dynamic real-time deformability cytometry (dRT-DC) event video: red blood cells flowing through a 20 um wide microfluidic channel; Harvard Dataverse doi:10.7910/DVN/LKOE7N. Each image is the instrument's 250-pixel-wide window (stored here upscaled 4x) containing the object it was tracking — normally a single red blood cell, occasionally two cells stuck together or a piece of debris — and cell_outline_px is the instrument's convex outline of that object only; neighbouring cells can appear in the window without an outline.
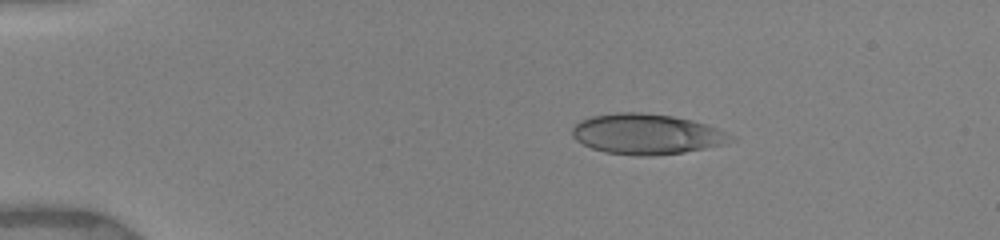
{"species": "human", "species_latin": "Homo sapiens", "temperature_condition": "warm", "stored_images_in_passage": 37, "camera_frame_rate_fps": 3000, "um_per_image_px": 0.085, "donor": {"sex": "female"}, "frame": {"image": 1, "passage_image": 4, "time_ms": 2.667, "image_size_px": [1000, 240], "cell_outline_px": [[736, 140], [724, 144], [684, 152], [648, 156], [640, 156], [604, 152], [592, 148], [576, 140], [572, 136], [572, 128], [580, 120], [592, 116], [616, 112], [640, 112], [672, 116], [692, 120], [708, 124], [728, 132], [736, 136]], "centroid_in_image_um": [55.0, 11.39], "position_along_channel_um": 30.0, "area_um2": 37.51}}
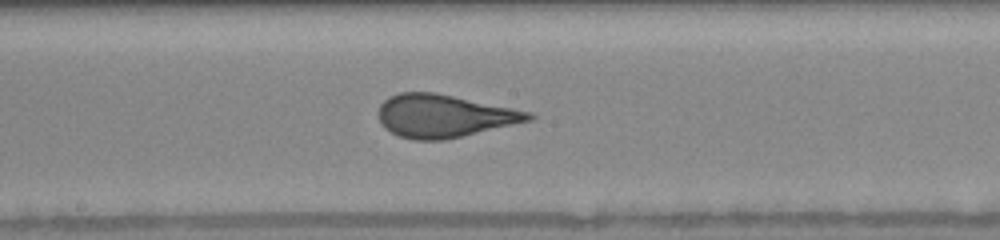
{"frame": {"image": 2, "passage_image": 16, "time_ms": 9.0, "image_size_px": [1000, 240], "cell_outline_px": [[536, 116], [532, 120], [444, 140], [412, 140], [400, 136], [384, 128], [380, 120], [380, 104], [388, 96], [400, 92], [436, 92], [532, 112]], "centroid_in_image_um": [37.75, 9.85], "position_along_channel_um": 210.5, "area_um2": 37.34}}
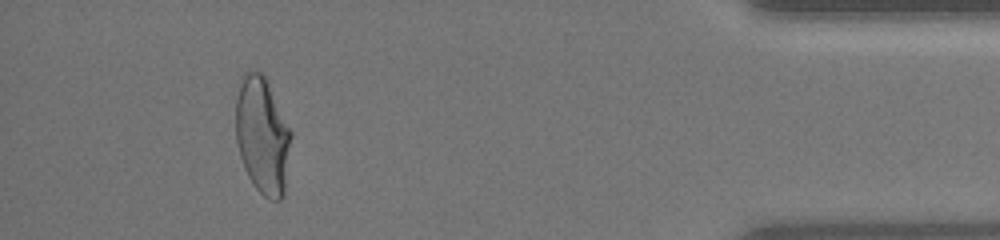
{"frame": {"image": 3, "passage_image": 35, "time_ms": 15.333, "image_size_px": [1000, 240], "cell_outline_px": [[292, 136], [284, 196], [280, 200], [268, 200], [252, 184], [244, 168], [240, 156], [236, 140], [236, 96], [240, 76], [244, 72], [260, 72], [264, 76], [292, 132]], "centroid_in_image_um": [22.3, 11.55], "position_along_channel_um": 412.9, "area_um2": 37.86}, "authors_computed_cell_mechanics": {"area_um2": 36.992, "velocity_mm_per_s": 3.9626, "shape_relaxation_time_tau1_ms": 6.1096, "shape_relaxation_time_tau2_ms": null, "deformation_change_tau1": 0.2276, "deformation_change_tau2": null}}